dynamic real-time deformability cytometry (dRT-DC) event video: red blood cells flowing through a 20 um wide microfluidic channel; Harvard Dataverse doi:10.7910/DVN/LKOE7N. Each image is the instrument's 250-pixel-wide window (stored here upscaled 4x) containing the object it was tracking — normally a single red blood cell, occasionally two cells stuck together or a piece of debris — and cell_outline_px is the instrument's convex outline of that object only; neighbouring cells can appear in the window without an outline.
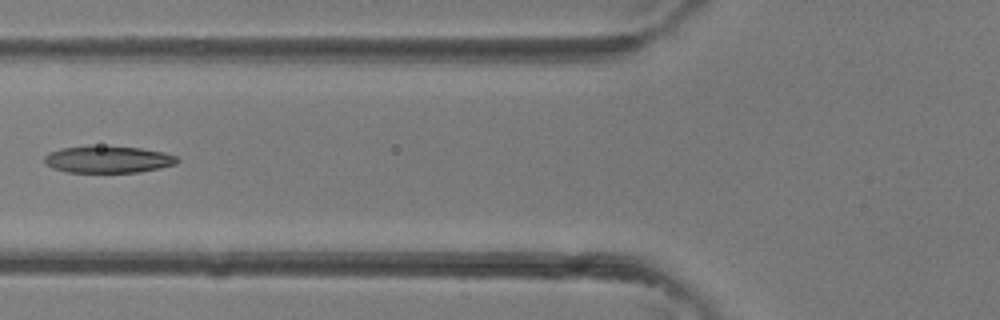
{"species": "common noctule bat (a hibernating species)", "species_latin": "Nyctalus noctula", "temperature_condition": "room temperature", "stored_images_in_passage": 4, "camera_frame_rate_fps": 3000, "um_per_image_px": 0.085, "animal": {"sex": "female"}, "frame": {"image": 1, "passage_image": 4, "time_ms": 1.0, "image_size_px": [1000, 320], "cell_outline_px": [[180, 160], [176, 164], [160, 168], [140, 172], [68, 172], [52, 168], [44, 160], [44, 156], [48, 152], [60, 148], [88, 144], [140, 148], [164, 152], [176, 156]], "centroid_in_image_um": [9.16, 13.52], "position_along_channel_um": 116.6, "area_um2": 21.27}}